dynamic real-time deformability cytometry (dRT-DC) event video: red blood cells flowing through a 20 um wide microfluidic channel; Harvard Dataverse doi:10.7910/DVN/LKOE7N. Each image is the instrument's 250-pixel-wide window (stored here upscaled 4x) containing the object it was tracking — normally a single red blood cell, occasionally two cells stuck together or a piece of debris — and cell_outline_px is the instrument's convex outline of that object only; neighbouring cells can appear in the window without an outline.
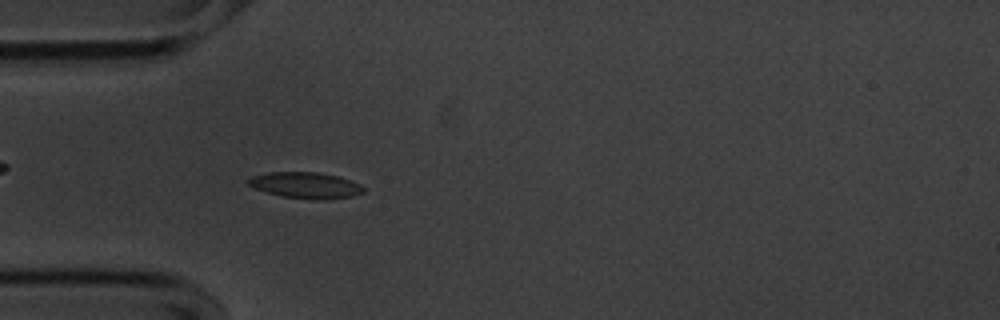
{"species": "common noctule bat (a hibernating species)", "species_latin": "Nyctalus noctula", "temperature_condition": "cold", "stored_images_in_passage": 55, "camera_frame_rate_fps": 3000, "um_per_image_px": 0.085, "animal": {"sex": "male", "body_mass_g": 20.1, "forearm_length_mm": 53.5}, "frame": {"image": 1, "passage_image": 16, "time_ms": 5.0, "image_size_px": [1000, 320], "cell_outline_px": [[364, 192], [352, 196], [320, 200], [316, 200], [284, 196], [268, 192], [256, 188], [248, 184], [244, 180], [252, 176], [268, 172], [316, 172], [336, 176], [360, 184], [364, 188]], "centroid_in_image_um": [25.96, 15.74], "position_along_channel_um": 59.0, "area_um2": 17.28}}
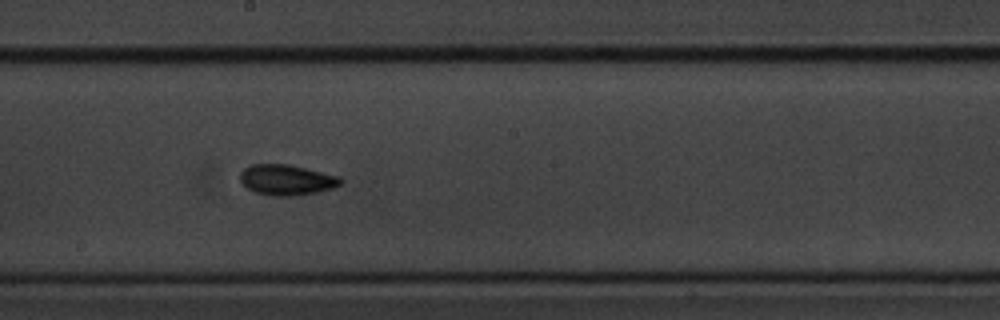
{"frame": {"image": 2, "passage_image": 30, "time_ms": 9.667, "image_size_px": [1000, 320], "cell_outline_px": [[344, 180], [340, 184], [332, 188], [316, 192], [292, 196], [272, 196], [256, 192], [248, 188], [240, 180], [240, 172], [244, 168], [252, 164], [288, 164], [340, 176]], "centroid_in_image_um": [24.37, 15.28], "position_along_channel_um": 223.8, "area_um2": 17.8}}
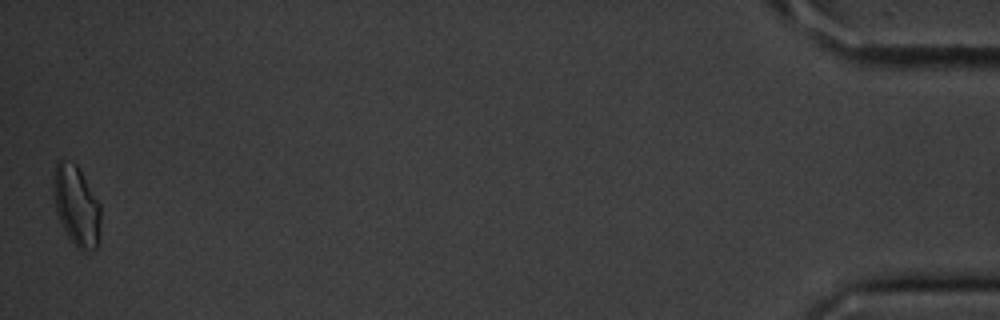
{"frame": {"image": 3, "passage_image": 55, "time_ms": 18.0, "image_size_px": [1000, 320], "cell_outline_px": [[100, 240], [96, 248], [88, 252], [80, 252], [76, 248], [68, 236], [56, 212], [52, 196], [52, 172], [56, 164], [60, 160], [64, 160], [76, 164], [100, 204]], "centroid_in_image_um": [6.48, 17.52], "position_along_channel_um": 428.7, "area_um2": 22.48}, "authors_computed_cell_mechanics": {"area_um2": 16.9354, "velocity_mm_per_s": 3.5726, "shape_relaxation_time_tau1_ms": 2.2703, "shape_relaxation_time_tau2_ms": 4.5961, "deformation_change_tau1": 0.088, "deformation_change_tau2": 0.0917}}